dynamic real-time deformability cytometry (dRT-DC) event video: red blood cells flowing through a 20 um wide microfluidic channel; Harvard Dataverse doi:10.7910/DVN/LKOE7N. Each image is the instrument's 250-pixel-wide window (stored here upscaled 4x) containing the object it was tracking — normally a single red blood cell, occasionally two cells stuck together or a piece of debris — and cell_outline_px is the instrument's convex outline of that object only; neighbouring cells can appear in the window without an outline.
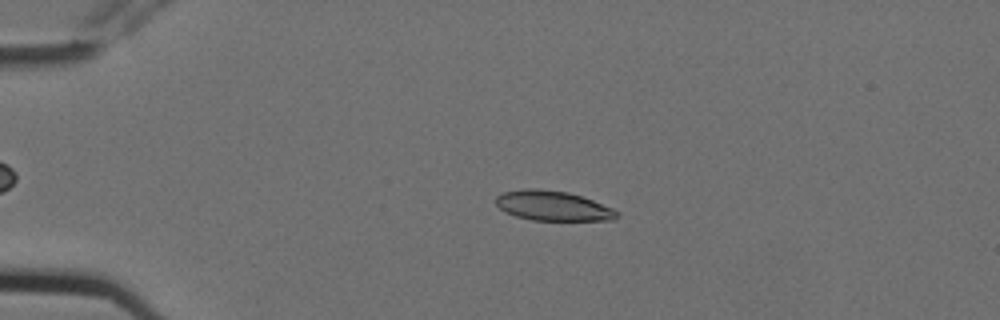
{"species": "Egyptian fruit bat (a non-hibernating species)", "species_latin": "Rousettus aegyptiacus", "temperature_condition": "cold", "stored_images_in_passage": 4, "camera_frame_rate_fps": 3000, "um_per_image_px": 0.085, "animal": {"sex": "female"}, "frame": {"image": 1, "passage_image": 2, "time_ms": 0.333, "image_size_px": [1000, 320], "cell_outline_px": [[620, 216], [612, 220], [532, 220], [516, 216], [504, 212], [496, 204], [496, 196], [504, 192], [524, 188], [536, 188], [568, 192], [592, 200], [612, 208]], "centroid_in_image_um": [46.96, 17.49], "position_along_channel_um": 38.0, "area_um2": 20.92}}
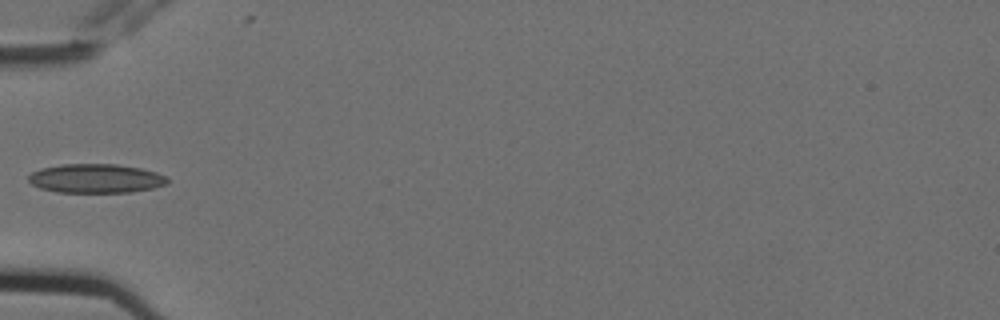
{"frame": {"image": 2, "passage_image": 4, "time_ms": 1.0, "image_size_px": [1000, 320], "cell_outline_px": [[168, 184], [152, 188], [132, 192], [56, 192], [40, 188], [32, 184], [28, 180], [28, 176], [32, 172], [40, 168], [64, 164], [116, 164], [140, 168], [156, 172], [164, 176], [168, 180]], "centroid_in_image_um": [8.13, 15.17], "position_along_channel_um": 76.9, "area_um2": 23.47}}